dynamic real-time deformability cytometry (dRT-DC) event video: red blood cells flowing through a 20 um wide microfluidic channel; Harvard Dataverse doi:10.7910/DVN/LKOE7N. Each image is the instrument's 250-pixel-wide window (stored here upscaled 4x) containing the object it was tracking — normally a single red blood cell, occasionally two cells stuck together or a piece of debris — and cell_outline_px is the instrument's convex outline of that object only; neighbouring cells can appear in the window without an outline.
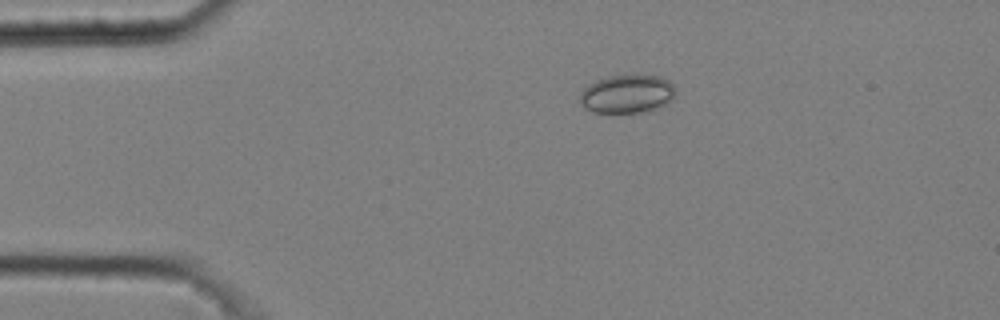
{"species": "common noctule bat (a hibernating species)", "species_latin": "Nyctalus noctula", "temperature_condition": "cold", "stored_images_in_passage": 3, "camera_frame_rate_fps": 3000, "um_per_image_px": 0.085, "animal": {"sex": "male", "body_mass_g": 20.4}, "frame": {"image": 1, "passage_image": 1, "time_ms": 0.0, "image_size_px": [1000, 320], "cell_outline_px": [[672, 100], [668, 104], [660, 108], [640, 112], [592, 112], [584, 108], [580, 104], [580, 92], [588, 84], [596, 80], [608, 76], [660, 76], [668, 80], [672, 84]], "centroid_in_image_um": [53.26, 8.0], "position_along_channel_um": 31.7, "area_um2": 21.21}}
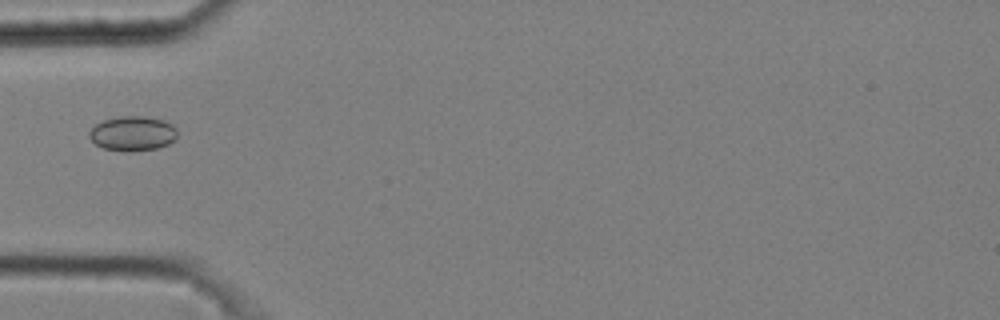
{"frame": {"image": 2, "passage_image": 3, "time_ms": 0.667, "image_size_px": [1000, 320], "cell_outline_px": [[176, 140], [168, 144], [156, 148], [132, 152], [128, 152], [104, 148], [96, 144], [88, 136], [88, 132], [96, 124], [104, 120], [120, 116], [144, 116], [164, 120], [172, 124], [176, 128]], "centroid_in_image_um": [11.29, 11.35], "position_along_channel_um": 73.7, "area_um2": 17.86}}